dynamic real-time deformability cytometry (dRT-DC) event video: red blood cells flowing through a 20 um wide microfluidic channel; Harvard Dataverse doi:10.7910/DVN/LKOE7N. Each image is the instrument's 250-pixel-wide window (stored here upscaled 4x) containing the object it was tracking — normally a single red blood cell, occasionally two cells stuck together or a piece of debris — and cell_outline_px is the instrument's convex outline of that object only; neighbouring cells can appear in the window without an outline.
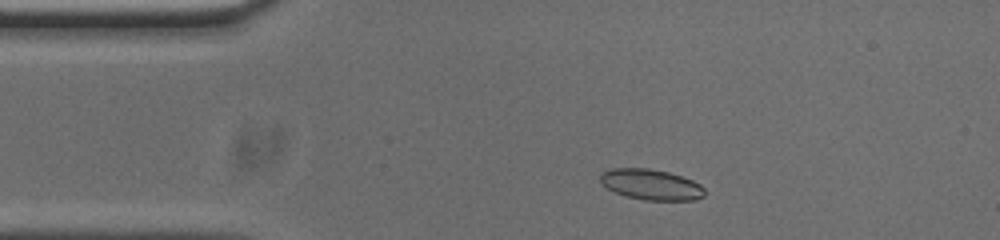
{"species": "common noctule bat (a hibernating species)", "species_latin": "Nyctalus noctula", "temperature_condition": "cold", "stored_images_in_passage": 49, "camera_frame_rate_fps": 3000, "um_per_image_px": 0.085, "animal": {"sex": "male", "body_mass_g": 20.0, "forearm_length_mm": 53.3}, "frame": {"image": 1, "passage_image": 5, "time_ms": 1.333, "image_size_px": [1000, 240], "cell_outline_px": [[704, 196], [696, 200], [644, 200], [628, 196], [616, 192], [600, 184], [600, 172], [612, 168], [648, 168], [668, 172], [692, 180], [700, 184], [704, 188]], "centroid_in_image_um": [55.32, 15.68], "position_along_channel_um": 29.7, "area_um2": 18.61}}
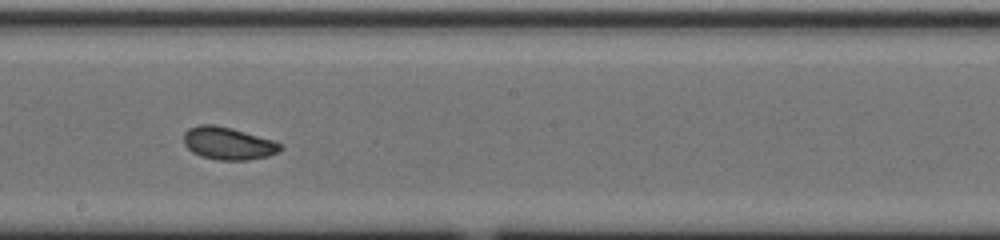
{"frame": {"image": 2, "passage_image": 24, "time_ms": 7.667, "image_size_px": [1000, 240], "cell_outline_px": [[284, 148], [268, 156], [248, 160], [216, 160], [200, 156], [192, 152], [184, 144], [184, 132], [188, 128], [200, 124], [216, 124], [232, 128], [272, 140], [280, 144]], "centroid_in_image_um": [19.35, 12.18], "position_along_channel_um": 228.8, "area_um2": 18.38}}
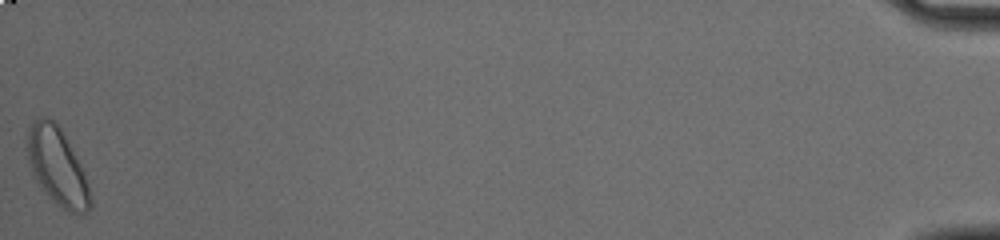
{"frame": {"image": 3, "passage_image": 49, "time_ms": 16.0, "image_size_px": [1000, 240], "cell_outline_px": [[92, 208], [88, 212], [80, 216], [68, 212], [36, 180], [28, 164], [28, 132], [32, 120], [44, 116], [52, 120], [60, 128], [80, 164], [84, 172], [88, 184], [92, 200]], "centroid_in_image_um": [4.9, 14.17], "position_along_channel_um": 430.3, "area_um2": 27.74}, "authors_computed_cell_mechanics": {"area_um2": 18.6116, "velocity_mm_per_s": 3.7434, "shape_relaxation_time_tau1_ms": 3.8879, "shape_relaxation_time_tau2_ms": 4.9978, "deformation_change_tau1": 0.1081, "deformation_change_tau2": 0.0809}}